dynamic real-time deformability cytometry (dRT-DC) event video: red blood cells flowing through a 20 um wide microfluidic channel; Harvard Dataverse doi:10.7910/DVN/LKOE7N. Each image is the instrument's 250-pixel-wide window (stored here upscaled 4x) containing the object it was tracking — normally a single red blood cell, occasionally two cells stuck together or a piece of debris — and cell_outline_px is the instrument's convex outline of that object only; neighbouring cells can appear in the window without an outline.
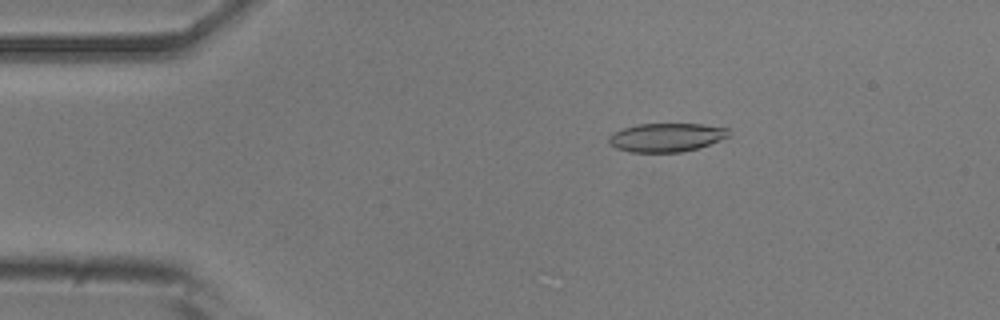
{"species": "common noctule bat (a hibernating species)", "species_latin": "Nyctalus noctula", "temperature_condition": "room temperature", "stored_images_in_passage": 50, "camera_frame_rate_fps": 3000, "um_per_image_px": 0.085, "animal": {"sex": "male", "body_mass_g": 20.5, "forearm_length_mm": 52.5}, "frame": {"image": 1, "passage_image": 5, "time_ms": 1.333, "image_size_px": [1000, 320], "cell_outline_px": [[732, 136], [696, 148], [680, 152], [628, 152], [616, 148], [608, 144], [608, 136], [612, 132], [636, 124], [704, 124], [728, 128], [732, 132]], "centroid_in_image_um": [56.63, 11.67], "position_along_channel_um": 28.4, "area_um2": 20.23}}
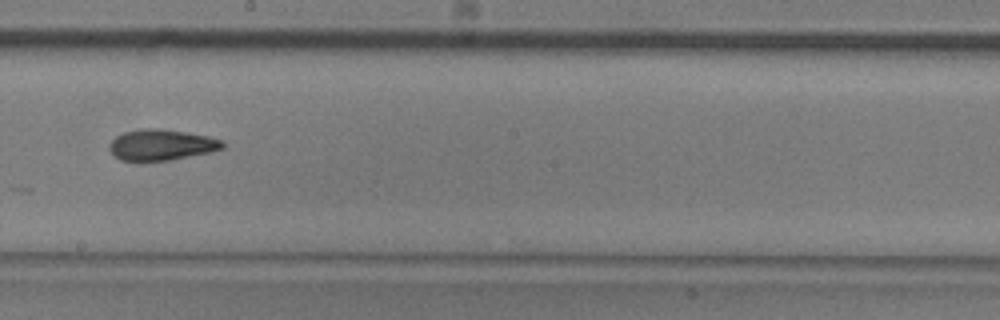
{"frame": {"image": 2, "passage_image": 26, "time_ms": 8.333, "image_size_px": [1000, 320], "cell_outline_px": [[224, 148], [212, 152], [172, 160], [140, 164], [136, 164], [120, 160], [108, 148], [108, 144], [116, 136], [124, 132], [140, 128], [160, 128], [208, 136], [224, 140]], "centroid_in_image_um": [13.69, 12.35], "position_along_channel_um": 234.5, "area_um2": 21.27}}
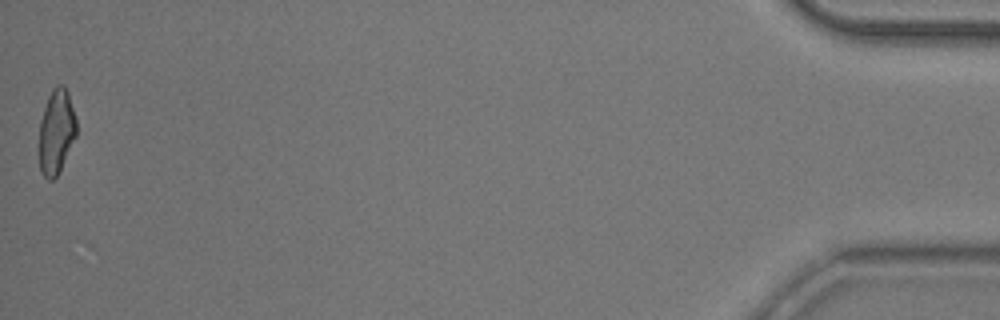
{"frame": {"image": 3, "passage_image": 50, "time_ms": 16.333, "image_size_px": [1000, 320], "cell_outline_px": [[76, 136], [56, 176], [52, 180], [48, 180], [40, 172], [40, 120], [48, 96], [52, 88], [56, 84], [64, 84], [68, 92], [76, 116]], "centroid_in_image_um": [4.79, 11.13], "position_along_channel_um": 430.4, "area_um2": 18.26}, "authors_computed_cell_mechanics": {"area_um2": 20.2878, "velocity_mm_per_s": 3.7027, "shape_relaxation_time_tau1_ms": 6.3116, "shape_relaxation_time_tau2_ms": 3.5549, "deformation_change_tau1": 0.1918, "deformation_change_tau2": 0.1191}}